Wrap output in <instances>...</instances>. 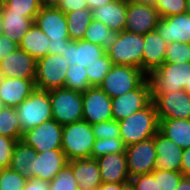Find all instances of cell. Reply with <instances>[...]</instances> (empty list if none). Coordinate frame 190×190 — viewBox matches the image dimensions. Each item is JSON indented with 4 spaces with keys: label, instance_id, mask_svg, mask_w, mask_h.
<instances>
[{
    "label": "cell",
    "instance_id": "obj_1",
    "mask_svg": "<svg viewBox=\"0 0 190 190\" xmlns=\"http://www.w3.org/2000/svg\"><path fill=\"white\" fill-rule=\"evenodd\" d=\"M118 123L120 138L126 146L150 139L159 131V120L153 102Z\"/></svg>",
    "mask_w": 190,
    "mask_h": 190
},
{
    "label": "cell",
    "instance_id": "obj_2",
    "mask_svg": "<svg viewBox=\"0 0 190 190\" xmlns=\"http://www.w3.org/2000/svg\"><path fill=\"white\" fill-rule=\"evenodd\" d=\"M147 79L152 99L157 94L184 90V87L190 84V62L163 63L158 69L150 72Z\"/></svg>",
    "mask_w": 190,
    "mask_h": 190
},
{
    "label": "cell",
    "instance_id": "obj_3",
    "mask_svg": "<svg viewBox=\"0 0 190 190\" xmlns=\"http://www.w3.org/2000/svg\"><path fill=\"white\" fill-rule=\"evenodd\" d=\"M95 135L87 121L81 120L63 126L61 150L68 161L91 158Z\"/></svg>",
    "mask_w": 190,
    "mask_h": 190
},
{
    "label": "cell",
    "instance_id": "obj_4",
    "mask_svg": "<svg viewBox=\"0 0 190 190\" xmlns=\"http://www.w3.org/2000/svg\"><path fill=\"white\" fill-rule=\"evenodd\" d=\"M22 133L53 119L49 91L35 89L16 108Z\"/></svg>",
    "mask_w": 190,
    "mask_h": 190
},
{
    "label": "cell",
    "instance_id": "obj_5",
    "mask_svg": "<svg viewBox=\"0 0 190 190\" xmlns=\"http://www.w3.org/2000/svg\"><path fill=\"white\" fill-rule=\"evenodd\" d=\"M144 35L129 31L119 32L116 41L106 51L113 65L134 66L142 70Z\"/></svg>",
    "mask_w": 190,
    "mask_h": 190
},
{
    "label": "cell",
    "instance_id": "obj_6",
    "mask_svg": "<svg viewBox=\"0 0 190 190\" xmlns=\"http://www.w3.org/2000/svg\"><path fill=\"white\" fill-rule=\"evenodd\" d=\"M147 75L134 66L113 65L98 87L111 99L137 89Z\"/></svg>",
    "mask_w": 190,
    "mask_h": 190
},
{
    "label": "cell",
    "instance_id": "obj_7",
    "mask_svg": "<svg viewBox=\"0 0 190 190\" xmlns=\"http://www.w3.org/2000/svg\"><path fill=\"white\" fill-rule=\"evenodd\" d=\"M52 117L62 126L83 120L82 93L65 87L49 90Z\"/></svg>",
    "mask_w": 190,
    "mask_h": 190
},
{
    "label": "cell",
    "instance_id": "obj_8",
    "mask_svg": "<svg viewBox=\"0 0 190 190\" xmlns=\"http://www.w3.org/2000/svg\"><path fill=\"white\" fill-rule=\"evenodd\" d=\"M68 68V61L63 56L48 53L37 60L35 87L46 91L63 88Z\"/></svg>",
    "mask_w": 190,
    "mask_h": 190
},
{
    "label": "cell",
    "instance_id": "obj_9",
    "mask_svg": "<svg viewBox=\"0 0 190 190\" xmlns=\"http://www.w3.org/2000/svg\"><path fill=\"white\" fill-rule=\"evenodd\" d=\"M63 126L50 119L22 134L21 141L38 153L61 150Z\"/></svg>",
    "mask_w": 190,
    "mask_h": 190
},
{
    "label": "cell",
    "instance_id": "obj_10",
    "mask_svg": "<svg viewBox=\"0 0 190 190\" xmlns=\"http://www.w3.org/2000/svg\"><path fill=\"white\" fill-rule=\"evenodd\" d=\"M113 120L120 121L147 107L151 102V88L146 79L137 89L111 99Z\"/></svg>",
    "mask_w": 190,
    "mask_h": 190
},
{
    "label": "cell",
    "instance_id": "obj_11",
    "mask_svg": "<svg viewBox=\"0 0 190 190\" xmlns=\"http://www.w3.org/2000/svg\"><path fill=\"white\" fill-rule=\"evenodd\" d=\"M125 153L130 178L150 174L156 168L157 153L154 146V136L126 146Z\"/></svg>",
    "mask_w": 190,
    "mask_h": 190
},
{
    "label": "cell",
    "instance_id": "obj_12",
    "mask_svg": "<svg viewBox=\"0 0 190 190\" xmlns=\"http://www.w3.org/2000/svg\"><path fill=\"white\" fill-rule=\"evenodd\" d=\"M111 98L98 86L82 93L83 120L90 125L113 120Z\"/></svg>",
    "mask_w": 190,
    "mask_h": 190
},
{
    "label": "cell",
    "instance_id": "obj_13",
    "mask_svg": "<svg viewBox=\"0 0 190 190\" xmlns=\"http://www.w3.org/2000/svg\"><path fill=\"white\" fill-rule=\"evenodd\" d=\"M161 19L153 4L128 0L125 30L137 34H146L156 29Z\"/></svg>",
    "mask_w": 190,
    "mask_h": 190
},
{
    "label": "cell",
    "instance_id": "obj_14",
    "mask_svg": "<svg viewBox=\"0 0 190 190\" xmlns=\"http://www.w3.org/2000/svg\"><path fill=\"white\" fill-rule=\"evenodd\" d=\"M152 102L155 106L158 120L160 119H190V95L185 90L157 94Z\"/></svg>",
    "mask_w": 190,
    "mask_h": 190
},
{
    "label": "cell",
    "instance_id": "obj_15",
    "mask_svg": "<svg viewBox=\"0 0 190 190\" xmlns=\"http://www.w3.org/2000/svg\"><path fill=\"white\" fill-rule=\"evenodd\" d=\"M37 61L17 48L0 60V74L7 78L35 79Z\"/></svg>",
    "mask_w": 190,
    "mask_h": 190
},
{
    "label": "cell",
    "instance_id": "obj_16",
    "mask_svg": "<svg viewBox=\"0 0 190 190\" xmlns=\"http://www.w3.org/2000/svg\"><path fill=\"white\" fill-rule=\"evenodd\" d=\"M34 23L52 41L69 39L66 14L57 7H41Z\"/></svg>",
    "mask_w": 190,
    "mask_h": 190
},
{
    "label": "cell",
    "instance_id": "obj_17",
    "mask_svg": "<svg viewBox=\"0 0 190 190\" xmlns=\"http://www.w3.org/2000/svg\"><path fill=\"white\" fill-rule=\"evenodd\" d=\"M106 51L99 45L82 40H71L66 46L61 56L68 61L69 65H79L84 68L94 64L103 57Z\"/></svg>",
    "mask_w": 190,
    "mask_h": 190
},
{
    "label": "cell",
    "instance_id": "obj_18",
    "mask_svg": "<svg viewBox=\"0 0 190 190\" xmlns=\"http://www.w3.org/2000/svg\"><path fill=\"white\" fill-rule=\"evenodd\" d=\"M156 30L168 44L172 42L190 43V14L185 12L161 18Z\"/></svg>",
    "mask_w": 190,
    "mask_h": 190
},
{
    "label": "cell",
    "instance_id": "obj_19",
    "mask_svg": "<svg viewBox=\"0 0 190 190\" xmlns=\"http://www.w3.org/2000/svg\"><path fill=\"white\" fill-rule=\"evenodd\" d=\"M154 146L157 153L155 169L180 172L183 148L160 131L154 136Z\"/></svg>",
    "mask_w": 190,
    "mask_h": 190
},
{
    "label": "cell",
    "instance_id": "obj_20",
    "mask_svg": "<svg viewBox=\"0 0 190 190\" xmlns=\"http://www.w3.org/2000/svg\"><path fill=\"white\" fill-rule=\"evenodd\" d=\"M68 162L62 150H48L38 153L32 164V178L50 182Z\"/></svg>",
    "mask_w": 190,
    "mask_h": 190
},
{
    "label": "cell",
    "instance_id": "obj_21",
    "mask_svg": "<svg viewBox=\"0 0 190 190\" xmlns=\"http://www.w3.org/2000/svg\"><path fill=\"white\" fill-rule=\"evenodd\" d=\"M35 80L2 77L0 82V100L4 106H19L34 90Z\"/></svg>",
    "mask_w": 190,
    "mask_h": 190
},
{
    "label": "cell",
    "instance_id": "obj_22",
    "mask_svg": "<svg viewBox=\"0 0 190 190\" xmlns=\"http://www.w3.org/2000/svg\"><path fill=\"white\" fill-rule=\"evenodd\" d=\"M103 183H126L130 181L126 153H112L96 158Z\"/></svg>",
    "mask_w": 190,
    "mask_h": 190
},
{
    "label": "cell",
    "instance_id": "obj_23",
    "mask_svg": "<svg viewBox=\"0 0 190 190\" xmlns=\"http://www.w3.org/2000/svg\"><path fill=\"white\" fill-rule=\"evenodd\" d=\"M167 45L156 29L144 34L142 71L146 75L164 63Z\"/></svg>",
    "mask_w": 190,
    "mask_h": 190
},
{
    "label": "cell",
    "instance_id": "obj_24",
    "mask_svg": "<svg viewBox=\"0 0 190 190\" xmlns=\"http://www.w3.org/2000/svg\"><path fill=\"white\" fill-rule=\"evenodd\" d=\"M128 0H113L103 6L92 9L93 19L104 23L110 30H125Z\"/></svg>",
    "mask_w": 190,
    "mask_h": 190
},
{
    "label": "cell",
    "instance_id": "obj_25",
    "mask_svg": "<svg viewBox=\"0 0 190 190\" xmlns=\"http://www.w3.org/2000/svg\"><path fill=\"white\" fill-rule=\"evenodd\" d=\"M80 190H97L103 183L98 161L93 158L75 159L68 162Z\"/></svg>",
    "mask_w": 190,
    "mask_h": 190
},
{
    "label": "cell",
    "instance_id": "obj_26",
    "mask_svg": "<svg viewBox=\"0 0 190 190\" xmlns=\"http://www.w3.org/2000/svg\"><path fill=\"white\" fill-rule=\"evenodd\" d=\"M159 131L180 148L190 147V119H160Z\"/></svg>",
    "mask_w": 190,
    "mask_h": 190
},
{
    "label": "cell",
    "instance_id": "obj_27",
    "mask_svg": "<svg viewBox=\"0 0 190 190\" xmlns=\"http://www.w3.org/2000/svg\"><path fill=\"white\" fill-rule=\"evenodd\" d=\"M49 40V37L34 23L23 36L18 48L37 61L48 54Z\"/></svg>",
    "mask_w": 190,
    "mask_h": 190
},
{
    "label": "cell",
    "instance_id": "obj_28",
    "mask_svg": "<svg viewBox=\"0 0 190 190\" xmlns=\"http://www.w3.org/2000/svg\"><path fill=\"white\" fill-rule=\"evenodd\" d=\"M3 35L7 36L15 43L19 44L25 33L34 24L32 18L25 17L22 14L6 12L2 10Z\"/></svg>",
    "mask_w": 190,
    "mask_h": 190
},
{
    "label": "cell",
    "instance_id": "obj_29",
    "mask_svg": "<svg viewBox=\"0 0 190 190\" xmlns=\"http://www.w3.org/2000/svg\"><path fill=\"white\" fill-rule=\"evenodd\" d=\"M37 155V151L19 140L14 146L9 167L16 172L21 173L27 180L32 179V164Z\"/></svg>",
    "mask_w": 190,
    "mask_h": 190
},
{
    "label": "cell",
    "instance_id": "obj_30",
    "mask_svg": "<svg viewBox=\"0 0 190 190\" xmlns=\"http://www.w3.org/2000/svg\"><path fill=\"white\" fill-rule=\"evenodd\" d=\"M68 35L70 40H82L89 24L93 20L92 10L84 8L73 12L66 13Z\"/></svg>",
    "mask_w": 190,
    "mask_h": 190
},
{
    "label": "cell",
    "instance_id": "obj_31",
    "mask_svg": "<svg viewBox=\"0 0 190 190\" xmlns=\"http://www.w3.org/2000/svg\"><path fill=\"white\" fill-rule=\"evenodd\" d=\"M118 34L119 32L110 30L104 23L93 19L86 29L84 40L107 51L116 41Z\"/></svg>",
    "mask_w": 190,
    "mask_h": 190
},
{
    "label": "cell",
    "instance_id": "obj_32",
    "mask_svg": "<svg viewBox=\"0 0 190 190\" xmlns=\"http://www.w3.org/2000/svg\"><path fill=\"white\" fill-rule=\"evenodd\" d=\"M0 134L17 141L21 140L23 133L14 107L4 106L0 110Z\"/></svg>",
    "mask_w": 190,
    "mask_h": 190
},
{
    "label": "cell",
    "instance_id": "obj_33",
    "mask_svg": "<svg viewBox=\"0 0 190 190\" xmlns=\"http://www.w3.org/2000/svg\"><path fill=\"white\" fill-rule=\"evenodd\" d=\"M86 73V68L82 66L76 64L69 65V68L66 72L64 87L80 93L85 92L91 87Z\"/></svg>",
    "mask_w": 190,
    "mask_h": 190
},
{
    "label": "cell",
    "instance_id": "obj_34",
    "mask_svg": "<svg viewBox=\"0 0 190 190\" xmlns=\"http://www.w3.org/2000/svg\"><path fill=\"white\" fill-rule=\"evenodd\" d=\"M126 145L120 137L96 139L91 151V158L96 159L100 156L112 153H125Z\"/></svg>",
    "mask_w": 190,
    "mask_h": 190
},
{
    "label": "cell",
    "instance_id": "obj_35",
    "mask_svg": "<svg viewBox=\"0 0 190 190\" xmlns=\"http://www.w3.org/2000/svg\"><path fill=\"white\" fill-rule=\"evenodd\" d=\"M41 7L39 0H7L4 3L3 9L6 12L22 14L35 21Z\"/></svg>",
    "mask_w": 190,
    "mask_h": 190
},
{
    "label": "cell",
    "instance_id": "obj_36",
    "mask_svg": "<svg viewBox=\"0 0 190 190\" xmlns=\"http://www.w3.org/2000/svg\"><path fill=\"white\" fill-rule=\"evenodd\" d=\"M113 63L106 53L97 62L86 68L88 82L91 86H98L112 68Z\"/></svg>",
    "mask_w": 190,
    "mask_h": 190
},
{
    "label": "cell",
    "instance_id": "obj_37",
    "mask_svg": "<svg viewBox=\"0 0 190 190\" xmlns=\"http://www.w3.org/2000/svg\"><path fill=\"white\" fill-rule=\"evenodd\" d=\"M50 190H80L68 164L50 181Z\"/></svg>",
    "mask_w": 190,
    "mask_h": 190
},
{
    "label": "cell",
    "instance_id": "obj_38",
    "mask_svg": "<svg viewBox=\"0 0 190 190\" xmlns=\"http://www.w3.org/2000/svg\"><path fill=\"white\" fill-rule=\"evenodd\" d=\"M190 62V43L172 42L167 45L164 63Z\"/></svg>",
    "mask_w": 190,
    "mask_h": 190
},
{
    "label": "cell",
    "instance_id": "obj_39",
    "mask_svg": "<svg viewBox=\"0 0 190 190\" xmlns=\"http://www.w3.org/2000/svg\"><path fill=\"white\" fill-rule=\"evenodd\" d=\"M27 179L10 167L0 169V190H23Z\"/></svg>",
    "mask_w": 190,
    "mask_h": 190
},
{
    "label": "cell",
    "instance_id": "obj_40",
    "mask_svg": "<svg viewBox=\"0 0 190 190\" xmlns=\"http://www.w3.org/2000/svg\"><path fill=\"white\" fill-rule=\"evenodd\" d=\"M157 181L158 190H175L183 174L176 171L154 169L151 172Z\"/></svg>",
    "mask_w": 190,
    "mask_h": 190
},
{
    "label": "cell",
    "instance_id": "obj_41",
    "mask_svg": "<svg viewBox=\"0 0 190 190\" xmlns=\"http://www.w3.org/2000/svg\"><path fill=\"white\" fill-rule=\"evenodd\" d=\"M154 7L161 18L182 14L187 10L186 0H156Z\"/></svg>",
    "mask_w": 190,
    "mask_h": 190
},
{
    "label": "cell",
    "instance_id": "obj_42",
    "mask_svg": "<svg viewBox=\"0 0 190 190\" xmlns=\"http://www.w3.org/2000/svg\"><path fill=\"white\" fill-rule=\"evenodd\" d=\"M95 139L120 137V127L116 120H108L92 125Z\"/></svg>",
    "mask_w": 190,
    "mask_h": 190
},
{
    "label": "cell",
    "instance_id": "obj_43",
    "mask_svg": "<svg viewBox=\"0 0 190 190\" xmlns=\"http://www.w3.org/2000/svg\"><path fill=\"white\" fill-rule=\"evenodd\" d=\"M16 142L17 140L0 134V169L8 168L10 166Z\"/></svg>",
    "mask_w": 190,
    "mask_h": 190
},
{
    "label": "cell",
    "instance_id": "obj_44",
    "mask_svg": "<svg viewBox=\"0 0 190 190\" xmlns=\"http://www.w3.org/2000/svg\"><path fill=\"white\" fill-rule=\"evenodd\" d=\"M135 190H158L157 181L152 173L130 178Z\"/></svg>",
    "mask_w": 190,
    "mask_h": 190
},
{
    "label": "cell",
    "instance_id": "obj_45",
    "mask_svg": "<svg viewBox=\"0 0 190 190\" xmlns=\"http://www.w3.org/2000/svg\"><path fill=\"white\" fill-rule=\"evenodd\" d=\"M57 8L65 14L76 10L88 8L86 0H60Z\"/></svg>",
    "mask_w": 190,
    "mask_h": 190
},
{
    "label": "cell",
    "instance_id": "obj_46",
    "mask_svg": "<svg viewBox=\"0 0 190 190\" xmlns=\"http://www.w3.org/2000/svg\"><path fill=\"white\" fill-rule=\"evenodd\" d=\"M18 48V44L5 35L0 36V60L8 54L14 52Z\"/></svg>",
    "mask_w": 190,
    "mask_h": 190
},
{
    "label": "cell",
    "instance_id": "obj_47",
    "mask_svg": "<svg viewBox=\"0 0 190 190\" xmlns=\"http://www.w3.org/2000/svg\"><path fill=\"white\" fill-rule=\"evenodd\" d=\"M23 190H50V182L39 178L28 179Z\"/></svg>",
    "mask_w": 190,
    "mask_h": 190
},
{
    "label": "cell",
    "instance_id": "obj_48",
    "mask_svg": "<svg viewBox=\"0 0 190 190\" xmlns=\"http://www.w3.org/2000/svg\"><path fill=\"white\" fill-rule=\"evenodd\" d=\"M70 39H61L57 41L49 40L48 53L49 54H58L61 55L65 50V46L70 42Z\"/></svg>",
    "mask_w": 190,
    "mask_h": 190
},
{
    "label": "cell",
    "instance_id": "obj_49",
    "mask_svg": "<svg viewBox=\"0 0 190 190\" xmlns=\"http://www.w3.org/2000/svg\"><path fill=\"white\" fill-rule=\"evenodd\" d=\"M180 172L183 176L190 177V147L183 149Z\"/></svg>",
    "mask_w": 190,
    "mask_h": 190
},
{
    "label": "cell",
    "instance_id": "obj_50",
    "mask_svg": "<svg viewBox=\"0 0 190 190\" xmlns=\"http://www.w3.org/2000/svg\"><path fill=\"white\" fill-rule=\"evenodd\" d=\"M97 190H122V183H102Z\"/></svg>",
    "mask_w": 190,
    "mask_h": 190
},
{
    "label": "cell",
    "instance_id": "obj_51",
    "mask_svg": "<svg viewBox=\"0 0 190 190\" xmlns=\"http://www.w3.org/2000/svg\"><path fill=\"white\" fill-rule=\"evenodd\" d=\"M86 1H87L88 8L92 10L94 8L110 3L113 0H86Z\"/></svg>",
    "mask_w": 190,
    "mask_h": 190
},
{
    "label": "cell",
    "instance_id": "obj_52",
    "mask_svg": "<svg viewBox=\"0 0 190 190\" xmlns=\"http://www.w3.org/2000/svg\"><path fill=\"white\" fill-rule=\"evenodd\" d=\"M175 190H190V177L183 176Z\"/></svg>",
    "mask_w": 190,
    "mask_h": 190
},
{
    "label": "cell",
    "instance_id": "obj_53",
    "mask_svg": "<svg viewBox=\"0 0 190 190\" xmlns=\"http://www.w3.org/2000/svg\"><path fill=\"white\" fill-rule=\"evenodd\" d=\"M42 7H57L60 0H39Z\"/></svg>",
    "mask_w": 190,
    "mask_h": 190
},
{
    "label": "cell",
    "instance_id": "obj_54",
    "mask_svg": "<svg viewBox=\"0 0 190 190\" xmlns=\"http://www.w3.org/2000/svg\"><path fill=\"white\" fill-rule=\"evenodd\" d=\"M122 190H135L133 184L131 183V181L126 182V183H122Z\"/></svg>",
    "mask_w": 190,
    "mask_h": 190
},
{
    "label": "cell",
    "instance_id": "obj_55",
    "mask_svg": "<svg viewBox=\"0 0 190 190\" xmlns=\"http://www.w3.org/2000/svg\"><path fill=\"white\" fill-rule=\"evenodd\" d=\"M134 2H142V3H147V4H153L155 3L156 0H131Z\"/></svg>",
    "mask_w": 190,
    "mask_h": 190
},
{
    "label": "cell",
    "instance_id": "obj_56",
    "mask_svg": "<svg viewBox=\"0 0 190 190\" xmlns=\"http://www.w3.org/2000/svg\"><path fill=\"white\" fill-rule=\"evenodd\" d=\"M4 33L3 30V20H2V15L0 14V36H2Z\"/></svg>",
    "mask_w": 190,
    "mask_h": 190
},
{
    "label": "cell",
    "instance_id": "obj_57",
    "mask_svg": "<svg viewBox=\"0 0 190 190\" xmlns=\"http://www.w3.org/2000/svg\"><path fill=\"white\" fill-rule=\"evenodd\" d=\"M187 10L186 12L190 14V0H186Z\"/></svg>",
    "mask_w": 190,
    "mask_h": 190
},
{
    "label": "cell",
    "instance_id": "obj_58",
    "mask_svg": "<svg viewBox=\"0 0 190 190\" xmlns=\"http://www.w3.org/2000/svg\"><path fill=\"white\" fill-rule=\"evenodd\" d=\"M184 90L190 95V84L189 86H185Z\"/></svg>",
    "mask_w": 190,
    "mask_h": 190
},
{
    "label": "cell",
    "instance_id": "obj_59",
    "mask_svg": "<svg viewBox=\"0 0 190 190\" xmlns=\"http://www.w3.org/2000/svg\"><path fill=\"white\" fill-rule=\"evenodd\" d=\"M3 7H4V3L0 0V14H2Z\"/></svg>",
    "mask_w": 190,
    "mask_h": 190
},
{
    "label": "cell",
    "instance_id": "obj_60",
    "mask_svg": "<svg viewBox=\"0 0 190 190\" xmlns=\"http://www.w3.org/2000/svg\"><path fill=\"white\" fill-rule=\"evenodd\" d=\"M4 107L2 101L0 100V110Z\"/></svg>",
    "mask_w": 190,
    "mask_h": 190
}]
</instances>
